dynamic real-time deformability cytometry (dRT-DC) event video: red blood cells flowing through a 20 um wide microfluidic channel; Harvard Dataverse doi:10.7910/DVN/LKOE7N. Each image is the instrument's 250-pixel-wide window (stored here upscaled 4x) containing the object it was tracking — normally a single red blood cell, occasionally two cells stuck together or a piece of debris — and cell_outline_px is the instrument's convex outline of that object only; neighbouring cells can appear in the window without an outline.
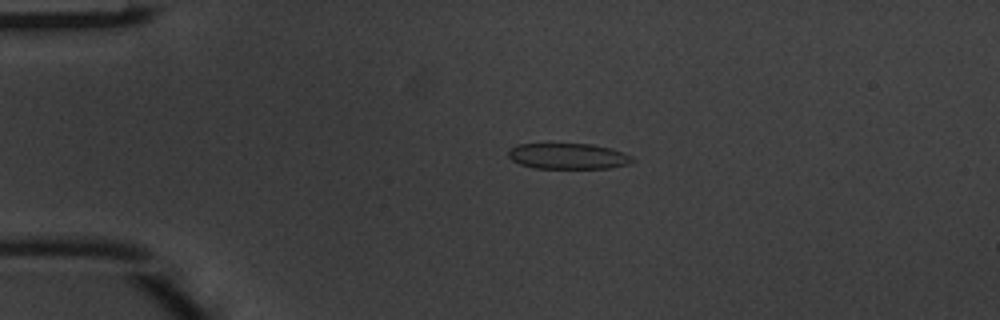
{"species": "common noctule bat (a hibernating species)", "species_latin": "Nyctalus noctula", "temperature_condition": "warm", "stored_images_in_passage": 3, "camera_frame_rate_fps": 3000, "um_per_image_px": 0.085, "animal": {"sex": "male", "body_mass_g": 20.1, "forearm_length_mm": 53.5}, "frame": {"image": 1, "passage_image": 2, "time_ms": 0.333, "image_size_px": [1000, 320], "cell_outline_px": [[636, 160], [628, 164], [608, 168], [536, 168], [520, 164], [512, 160], [508, 156], [508, 148], [516, 144], [592, 144], [612, 148], [632, 156]], "centroid_in_image_um": [48.28, 13.27], "position_along_channel_um": 36.7, "area_um2": 18.73}}